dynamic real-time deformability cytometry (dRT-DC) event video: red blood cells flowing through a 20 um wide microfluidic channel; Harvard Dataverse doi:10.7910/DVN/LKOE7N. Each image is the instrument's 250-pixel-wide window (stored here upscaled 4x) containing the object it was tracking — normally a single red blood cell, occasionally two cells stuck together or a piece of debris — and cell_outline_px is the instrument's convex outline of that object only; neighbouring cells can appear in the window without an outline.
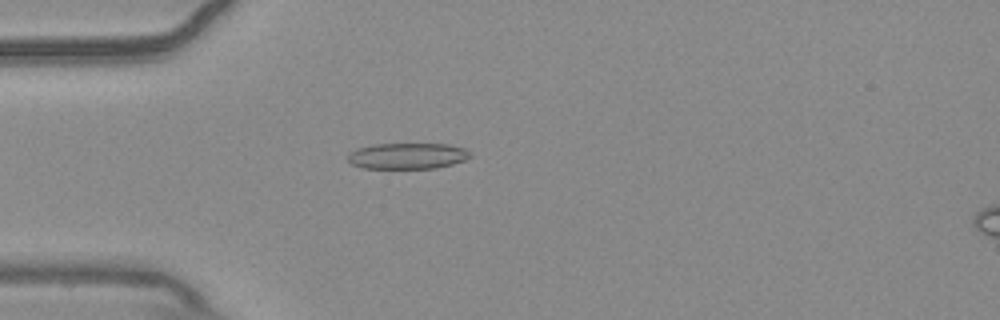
{"species": "common noctule bat (a hibernating species)", "species_latin": "Nyctalus noctula", "temperature_condition": "warm", "stored_images_in_passage": 55, "camera_frame_rate_fps": 3000, "um_per_image_px": 0.085, "animal": {"sex": "male", "body_mass_g": 20.4}, "frame": {"image": 1, "passage_image": 16, "time_ms": 5.0, "image_size_px": [1000, 320], "cell_outline_px": [[472, 156], [464, 160], [452, 164], [436, 168], [364, 168], [352, 164], [348, 160], [348, 152], [356, 148], [372, 144], [448, 144], [464, 148]], "centroid_in_image_um": [34.6, 13.25], "position_along_channel_um": 50.4, "area_um2": 18.55}}
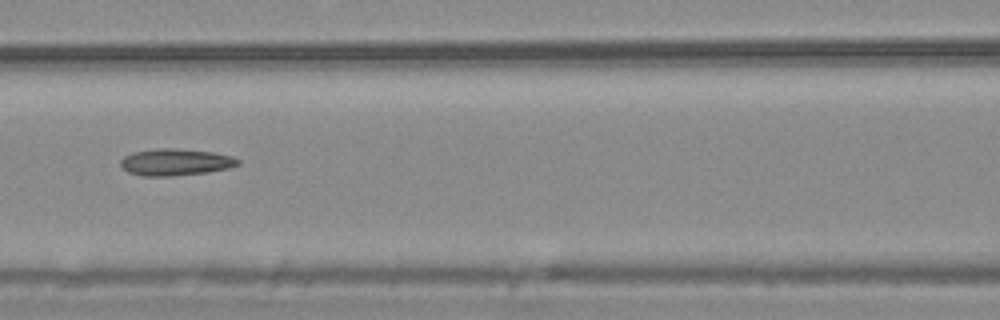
{"frame": {"image": 2, "passage_image": 25, "time_ms": 8.0, "image_size_px": [1000, 320], "cell_outline_px": [[240, 164], [228, 168], [208, 172], [172, 176], [140, 176], [128, 172], [120, 164], [120, 160], [124, 156], [132, 152], [156, 148], [176, 148], [212, 152], [232, 156], [240, 160]], "centroid_in_image_um": [14.9, 13.78], "position_along_channel_um": 151.7, "area_um2": 18.44}}
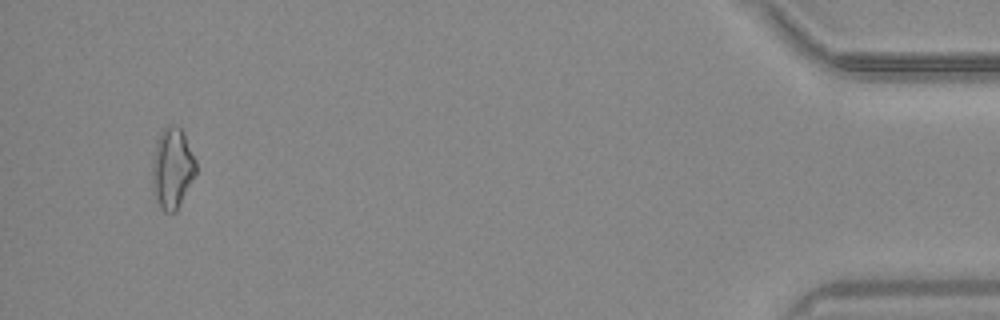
{"frame": {"image": 3, "passage_image": 53, "time_ms": 17.333, "image_size_px": [1000, 320], "cell_outline_px": [[196, 172], [176, 212], [164, 212], [160, 208], [152, 192], [152, 160], [156, 140], [160, 132], [168, 124], [172, 124], [180, 128], [184, 132], [196, 160]], "centroid_in_image_um": [14.62, 14.28], "position_along_channel_um": 420.6, "area_um2": 20.81}, "authors_computed_cell_mechanics": {"area_um2": 18.4382, "velocity_mm_per_s": 3.7081, "shape_relaxation_time_tau1_ms": null, "shape_relaxation_time_tau2_ms": 7.0983, "deformation_change_tau1": null, "deformation_change_tau2": 0.1812}}